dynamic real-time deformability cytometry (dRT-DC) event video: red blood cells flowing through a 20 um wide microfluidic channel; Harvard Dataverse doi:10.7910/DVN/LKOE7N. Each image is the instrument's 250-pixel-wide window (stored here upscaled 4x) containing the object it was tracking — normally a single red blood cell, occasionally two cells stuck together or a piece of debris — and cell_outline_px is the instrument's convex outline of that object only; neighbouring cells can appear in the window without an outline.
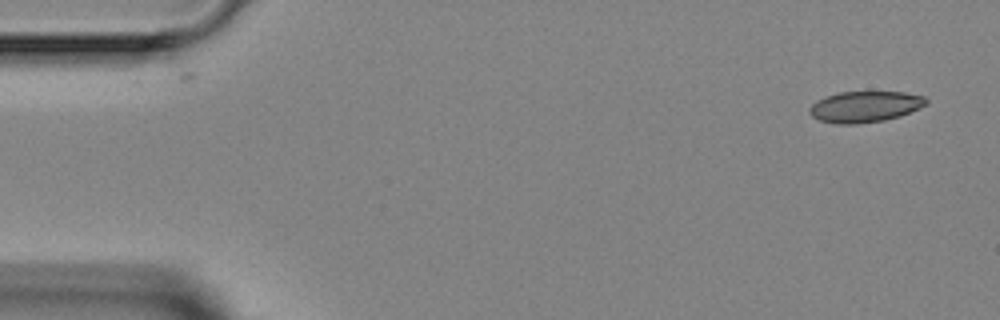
{"species": "Egyptian fruit bat (a non-hibernating species)", "species_latin": "Rousettus aegyptiacus", "temperature_condition": "room temperature", "stored_images_in_passage": 3, "segment_of_instrument_passage": [2, 2], "camera_frame_rate_fps": 3000, "um_per_image_px": 0.085, "animal": {"sex": "female"}, "frame": {"image": 1, "passage_image": 3, "time_ms": 2.333, "image_size_px": [1000, 320], "cell_outline_px": [[928, 104], [920, 108], [900, 116], [884, 120], [856, 124], [836, 124], [820, 120], [812, 116], [808, 112], [808, 108], [816, 100], [824, 96], [840, 92], [904, 92], [924, 96], [928, 100]], "centroid_in_image_um": [73.51, 9.06], "position_along_channel_um": 11.5, "area_um2": 21.27}}